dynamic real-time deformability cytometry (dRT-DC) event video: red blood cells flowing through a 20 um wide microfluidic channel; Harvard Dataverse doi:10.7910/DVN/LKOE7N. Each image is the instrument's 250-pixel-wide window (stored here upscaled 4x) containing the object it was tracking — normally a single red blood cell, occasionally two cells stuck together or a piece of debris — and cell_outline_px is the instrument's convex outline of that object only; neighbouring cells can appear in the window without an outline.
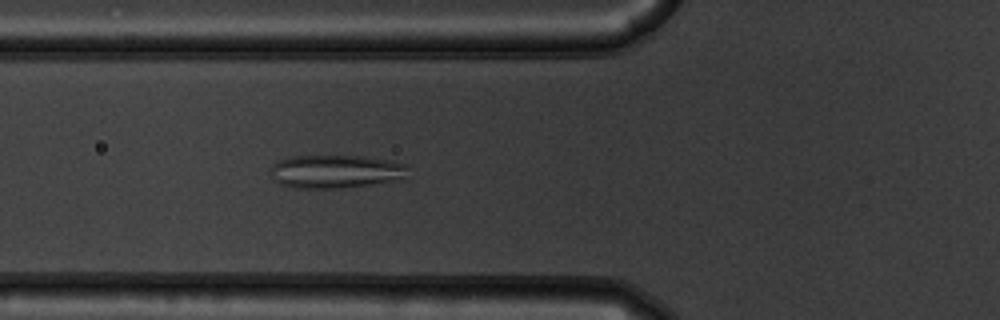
{"species": "common noctule bat (a hibernating species)", "species_latin": "Nyctalus noctula", "temperature_condition": "warm", "stored_images_in_passage": 44, "camera_frame_rate_fps": 3000, "um_per_image_px": 0.085, "animal": {"sex": "male", "body_mass_g": 19.5, "forearm_length_mm": 54.6}, "frame": {"image": 1, "passage_image": 10, "time_ms": 3.0, "image_size_px": [1000, 320], "cell_outline_px": [[408, 180], [340, 188], [296, 188], [280, 184], [272, 176], [272, 164], [280, 160], [292, 156], [364, 156], [388, 160], [404, 164]], "centroid_in_image_um": [28.59, 14.59], "position_along_channel_um": 97.2, "area_um2": 26.76}}
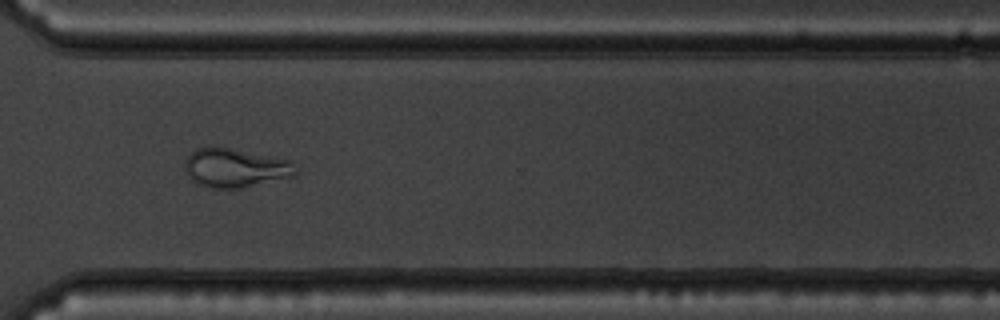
{"frame": {"image": 2, "passage_image": 30, "time_ms": 9.667, "image_size_px": [1000, 320], "cell_outline_px": [[296, 176], [240, 188], [208, 188], [196, 184], [188, 176], [184, 168], [184, 160], [196, 148], [212, 144], [292, 160], [296, 172]], "centroid_in_image_um": [19.96, 14.25], "position_along_channel_um": 350.6, "area_um2": 25.72}}
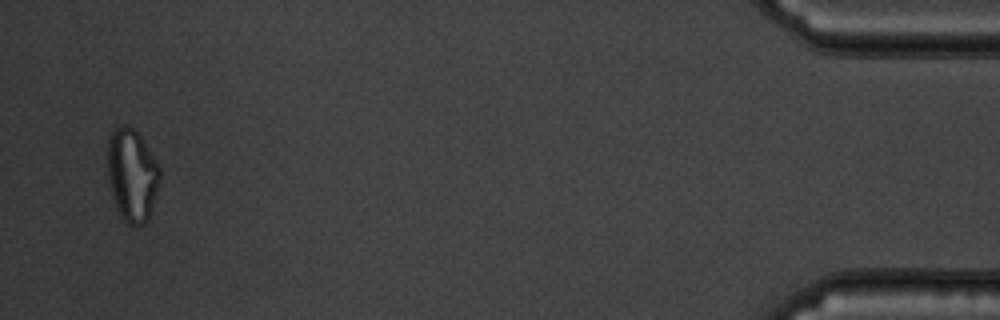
{"frame": {"image": 3, "passage_image": 42, "time_ms": 13.667, "image_size_px": [1000, 320], "cell_outline_px": [[160, 180], [148, 220], [144, 224], [128, 224], [120, 216], [116, 208], [112, 196], [108, 180], [108, 140], [112, 132], [120, 124], [128, 124], [140, 136], [160, 168]], "centroid_in_image_um": [11.21, 14.88], "position_along_channel_um": 424.0, "area_um2": 28.03}}